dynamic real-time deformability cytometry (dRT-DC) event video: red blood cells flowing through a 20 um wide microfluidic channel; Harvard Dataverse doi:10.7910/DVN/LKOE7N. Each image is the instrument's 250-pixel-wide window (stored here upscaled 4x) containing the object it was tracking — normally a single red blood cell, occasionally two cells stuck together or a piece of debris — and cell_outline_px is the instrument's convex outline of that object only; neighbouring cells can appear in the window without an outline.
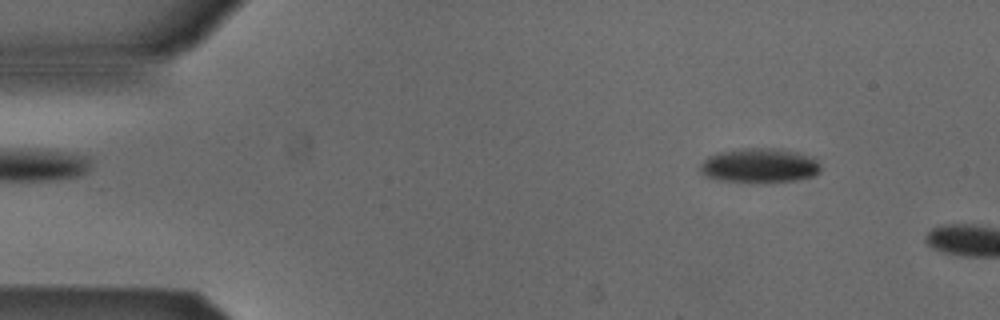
{"species": "Egyptian fruit bat (a non-hibernating species)", "species_latin": "Rousettus aegyptiacus", "temperature_condition": "cold", "stored_images_in_passage": 9, "camera_frame_rate_fps": 3000, "um_per_image_px": 0.085, "animal": {"sex": "male"}, "frame": {"image": 1, "passage_image": 6, "time_ms": 1.667, "image_size_px": [1000, 320], "cell_outline_px": [[820, 172], [812, 176], [796, 180], [764, 184], [752, 184], [720, 180], [708, 176], [700, 172], [700, 164], [708, 156], [716, 152], [740, 148], [776, 148], [816, 156], [820, 164]], "centroid_in_image_um": [64.58, 14.08], "position_along_channel_um": 20.4, "area_um2": 25.03}}